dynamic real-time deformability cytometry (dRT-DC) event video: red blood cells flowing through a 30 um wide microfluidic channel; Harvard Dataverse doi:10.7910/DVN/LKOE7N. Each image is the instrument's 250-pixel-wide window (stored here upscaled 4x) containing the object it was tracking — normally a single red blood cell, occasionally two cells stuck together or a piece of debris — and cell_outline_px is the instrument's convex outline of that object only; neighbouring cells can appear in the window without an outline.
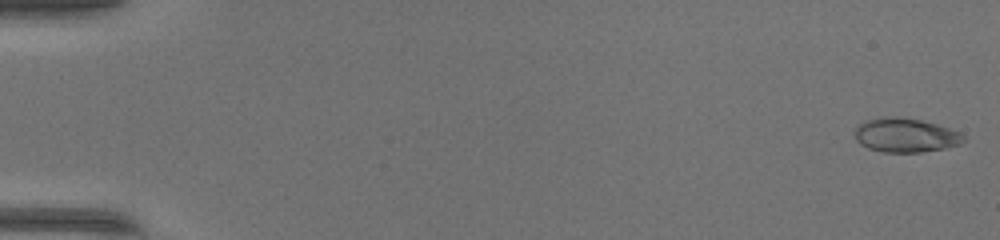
{"species": "common noctule bat (a hibernating species)", "species_latin": "Nyctalus noctula", "temperature_condition": "warm", "stored_images_in_passage": 50, "camera_frame_rate_fps": 3000, "um_per_image_px": 0.085, "animal": {"sex": "female", "body_mass_g": 17.0, "forearm_length_mm": 48.0}, "frame": {"image": 1, "passage_image": 1, "time_ms": 0.0, "image_size_px": [1000, 240], "cell_outline_px": [[964, 140], [960, 144], [944, 148], [920, 152], [884, 152], [868, 148], [860, 144], [856, 140], [856, 128], [860, 124], [868, 120], [884, 116], [900, 116], [920, 120], [936, 124], [960, 132], [964, 136]], "centroid_in_image_um": [76.96, 11.49], "position_along_channel_um": 8.0, "area_um2": 21.44}}
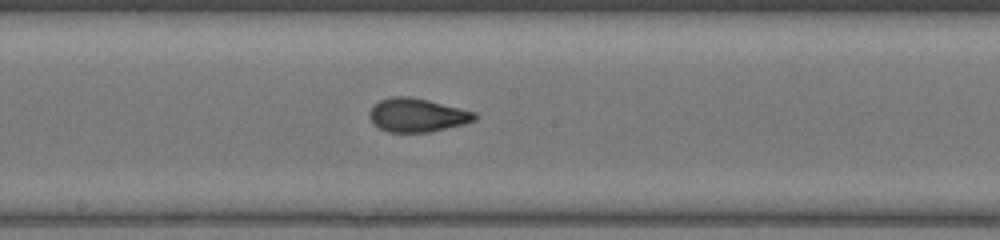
{"frame": {"image": 2, "passage_image": 28, "time_ms": 9.0, "image_size_px": [1000, 240], "cell_outline_px": [[480, 116], [476, 120], [464, 124], [432, 132], [388, 132], [372, 124], [368, 116], [368, 112], [380, 100], [392, 96], [408, 96], [428, 100], [476, 112]], "centroid_in_image_um": [35.47, 9.79], "position_along_channel_um": 212.7, "area_um2": 20.81}}
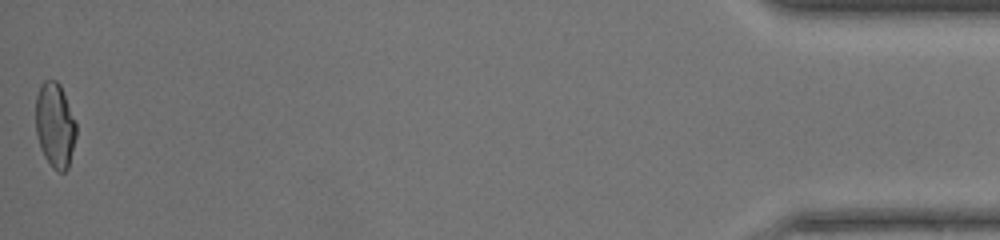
{"frame": {"image": 3, "passage_image": 50, "time_ms": 16.333, "image_size_px": [1000, 240], "cell_outline_px": [[76, 136], [68, 168], [64, 172], [56, 172], [52, 168], [44, 156], [40, 148], [36, 132], [36, 96], [40, 84], [44, 80], [56, 80], [60, 84], [76, 124]], "centroid_in_image_um": [4.66, 10.66], "position_along_channel_um": 430.5, "area_um2": 20.06}}